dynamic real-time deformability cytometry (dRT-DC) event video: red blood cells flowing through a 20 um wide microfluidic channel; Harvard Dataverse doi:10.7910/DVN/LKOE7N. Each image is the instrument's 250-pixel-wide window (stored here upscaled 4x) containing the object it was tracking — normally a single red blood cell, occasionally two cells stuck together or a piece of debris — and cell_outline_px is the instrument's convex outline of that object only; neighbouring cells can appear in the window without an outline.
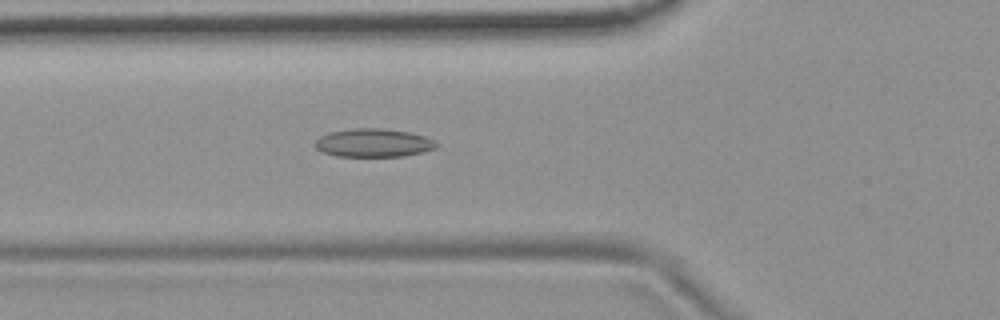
{"species": "common noctule bat (a hibernating species)", "species_latin": "Nyctalus noctula", "temperature_condition": "room temperature", "stored_images_in_passage": 50, "camera_frame_rate_fps": 3000, "um_per_image_px": 0.085, "animal": {"sex": "female", "body_mass_g": 19.9}, "frame": {"image": 1, "passage_image": 19, "time_ms": 6.0, "image_size_px": [1000, 320], "cell_outline_px": [[440, 144], [436, 148], [424, 152], [404, 156], [336, 156], [324, 152], [316, 148], [312, 144], [320, 136], [332, 132], [356, 128], [380, 128], [408, 132], [424, 136], [436, 140]], "centroid_in_image_um": [31.78, 12.15], "position_along_channel_um": 94.0, "area_um2": 20.06}}
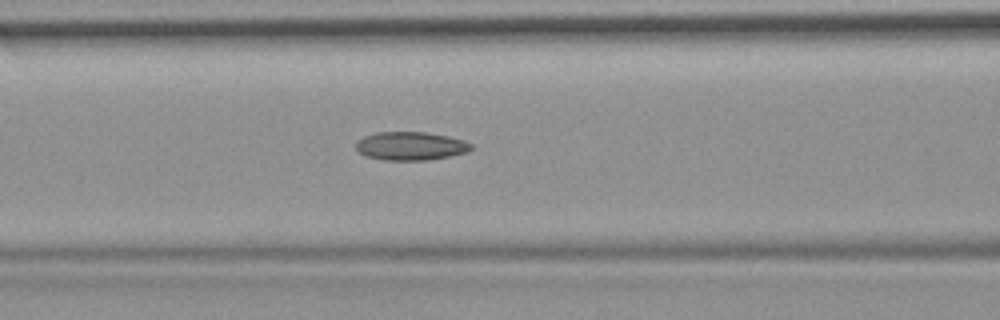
{"frame": {"image": 2, "passage_image": 22, "time_ms": 7.0, "image_size_px": [1000, 320], "cell_outline_px": [[472, 148], [468, 152], [452, 156], [428, 160], [384, 160], [364, 156], [356, 148], [356, 140], [364, 136], [376, 132], [424, 132], [448, 136], [464, 140], [472, 144]], "centroid_in_image_um": [34.9, 12.41], "position_along_channel_um": 131.7, "area_um2": 19.25}}
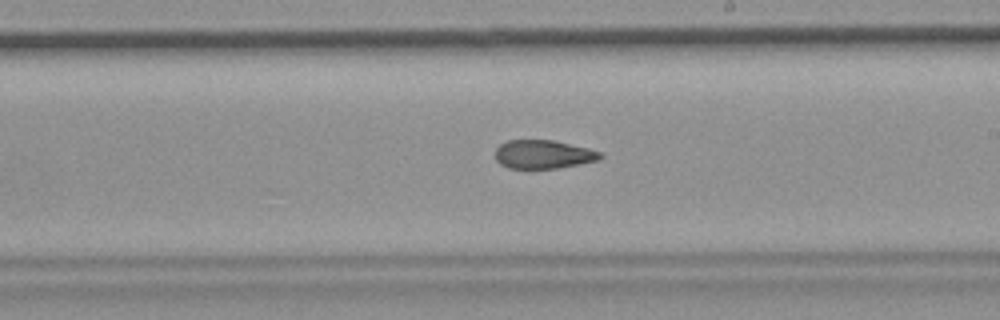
{"frame": {"image": 3, "passage_image": 31, "time_ms": 10.0, "image_size_px": [1000, 320], "cell_outline_px": [[604, 156], [600, 160], [580, 164], [556, 168], [508, 168], [500, 164], [496, 160], [496, 148], [500, 144], [508, 140], [552, 140], [588, 148], [600, 152]], "centroid_in_image_um": [46.19, 13.12], "position_along_channel_um": 242.8, "area_um2": 17.46}}